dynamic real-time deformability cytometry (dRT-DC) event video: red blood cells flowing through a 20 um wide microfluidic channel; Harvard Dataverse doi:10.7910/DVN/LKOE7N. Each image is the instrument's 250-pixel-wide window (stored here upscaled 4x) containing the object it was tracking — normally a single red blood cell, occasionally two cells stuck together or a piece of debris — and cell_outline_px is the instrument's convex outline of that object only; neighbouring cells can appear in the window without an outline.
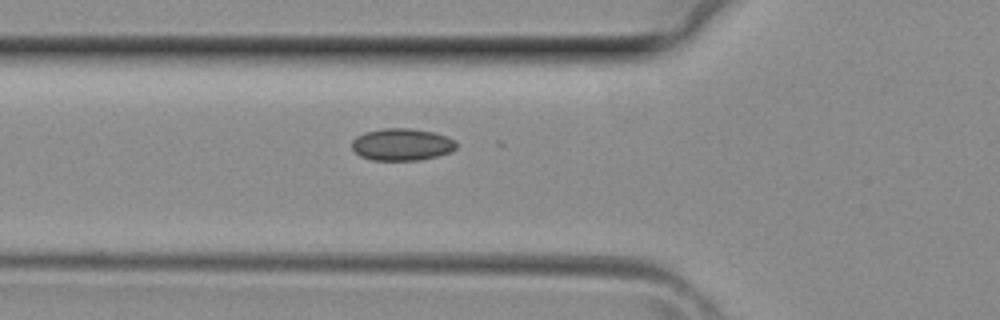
{"species": "common noctule bat (a hibernating species)", "species_latin": "Nyctalus noctula", "temperature_condition": "room temperature", "stored_images_in_passage": 24, "camera_frame_rate_fps": 3000, "um_per_image_px": 0.085, "animal": {"sex": "female", "body_mass_g": 29.2, "forearm_length_mm": 56.3}, "frame": {"image": 1, "passage_image": 3, "time_ms": 0.667, "image_size_px": [1000, 320], "cell_outline_px": [[456, 148], [452, 152], [436, 156], [416, 160], [372, 160], [360, 156], [352, 148], [352, 140], [356, 136], [364, 132], [384, 128], [412, 128], [432, 132], [448, 136], [456, 140]], "centroid_in_image_um": [34.16, 12.27], "position_along_channel_um": 91.6, "area_um2": 19.65}}
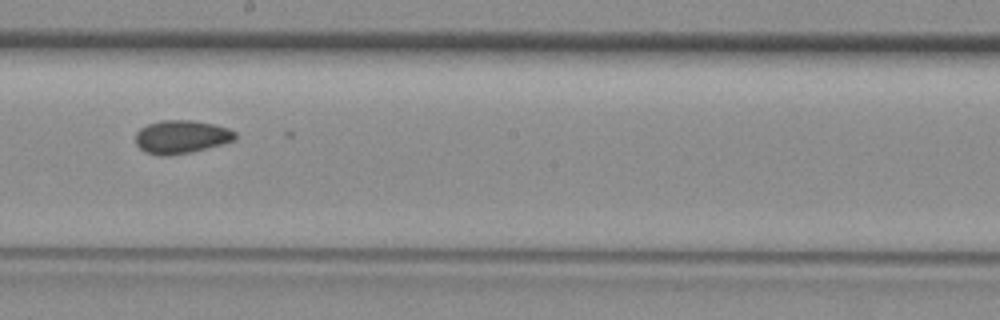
{"frame": {"image": 2, "passage_image": 11, "time_ms": 3.333, "image_size_px": [1000, 320], "cell_outline_px": [[236, 140], [188, 152], [168, 156], [148, 152], [140, 148], [136, 144], [136, 132], [140, 128], [148, 124], [164, 120], [192, 120], [212, 124], [228, 128], [236, 132]], "centroid_in_image_um": [15.41, 11.61], "position_along_channel_um": 232.8, "area_um2": 18.9}}
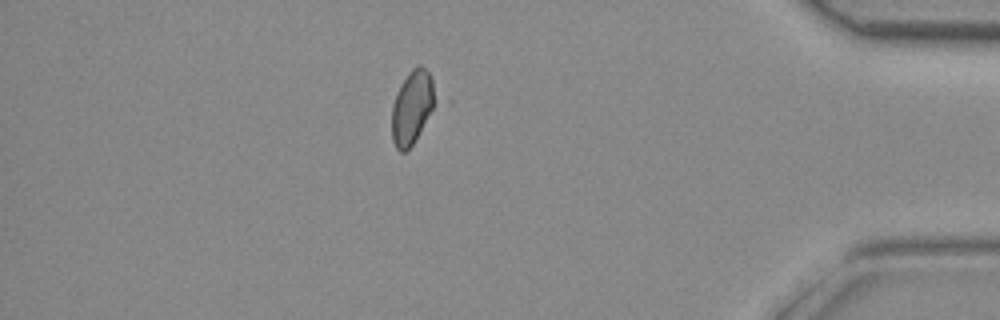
{"frame": {"image": 3, "passage_image": 23, "time_ms": 7.333, "image_size_px": [1000, 320], "cell_outline_px": [[440, 100], [412, 144], [404, 152], [400, 152], [396, 148], [392, 140], [392, 104], [400, 84], [408, 72], [416, 64], [420, 64], [432, 76]], "centroid_in_image_um": [35.09, 9.05], "position_along_channel_um": 400.1, "area_um2": 19.25}}